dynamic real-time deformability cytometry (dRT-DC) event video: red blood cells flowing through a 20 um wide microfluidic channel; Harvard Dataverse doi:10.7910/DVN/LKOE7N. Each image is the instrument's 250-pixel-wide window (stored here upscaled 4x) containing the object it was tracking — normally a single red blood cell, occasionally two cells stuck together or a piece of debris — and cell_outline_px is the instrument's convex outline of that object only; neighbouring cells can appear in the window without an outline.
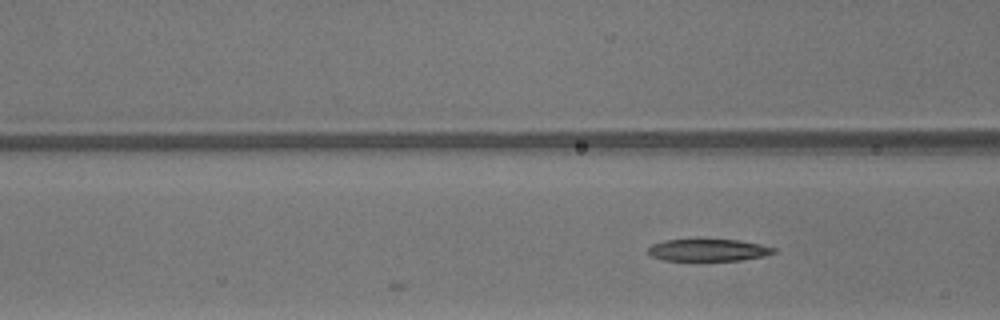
{"species": "common noctule bat (a hibernating species)", "species_latin": "Nyctalus noctula", "temperature_condition": "warm", "stored_images_in_passage": 6, "camera_frame_rate_fps": 3000, "um_per_image_px": 0.085, "animal": {"sex": "male", "body_mass_g": 13.3}, "frame": {"image": 1, "passage_image": 6, "time_ms": 1.667, "image_size_px": [1000, 320], "cell_outline_px": [[776, 252], [764, 256], [740, 260], [664, 260], [652, 256], [648, 252], [648, 248], [652, 244], [664, 240], [696, 236], [740, 240], [760, 244], [776, 248]], "centroid_in_image_um": [60.17, 21.19], "position_along_channel_um": 106.4, "area_um2": 17.05}}